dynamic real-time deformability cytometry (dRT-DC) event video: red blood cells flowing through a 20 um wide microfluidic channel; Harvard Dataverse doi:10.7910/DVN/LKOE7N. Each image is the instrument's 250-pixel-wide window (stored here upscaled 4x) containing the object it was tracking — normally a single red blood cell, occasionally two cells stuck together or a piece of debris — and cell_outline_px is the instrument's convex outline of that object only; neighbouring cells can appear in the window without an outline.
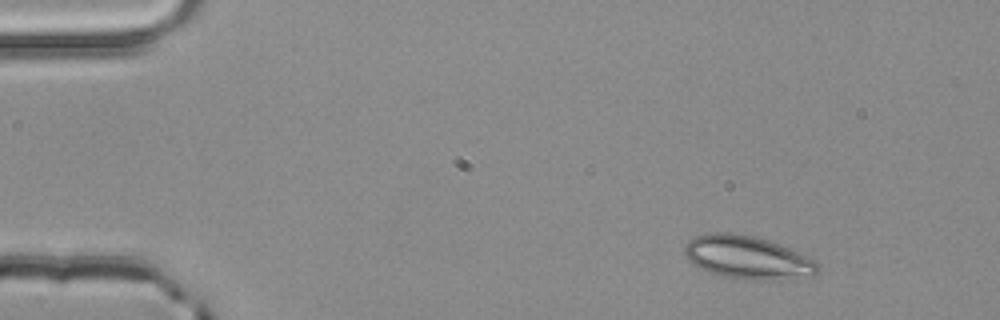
{"species": "common noctule bat (a hibernating species)", "species_latin": "Nyctalus noctula", "temperature_condition": "room temperature", "stored_images_in_passage": 4, "camera_frame_rate_fps": 3000, "um_per_image_px": 0.085, "animal": {"sex": "male", "body_mass_g": 20.4}, "frame": {"image": 1, "passage_image": 4, "time_ms": 1.0, "image_size_px": [1000, 320], "cell_outline_px": [[820, 272], [812, 276], [760, 280], [756, 280], [720, 276], [708, 272], [692, 264], [688, 260], [684, 252], [684, 244], [688, 240], [696, 236], [712, 232], [732, 232], [752, 236], [768, 240], [780, 244], [820, 264]], "centroid_in_image_um": [63.49, 21.88], "position_along_channel_um": 21.5, "area_um2": 33.35}}